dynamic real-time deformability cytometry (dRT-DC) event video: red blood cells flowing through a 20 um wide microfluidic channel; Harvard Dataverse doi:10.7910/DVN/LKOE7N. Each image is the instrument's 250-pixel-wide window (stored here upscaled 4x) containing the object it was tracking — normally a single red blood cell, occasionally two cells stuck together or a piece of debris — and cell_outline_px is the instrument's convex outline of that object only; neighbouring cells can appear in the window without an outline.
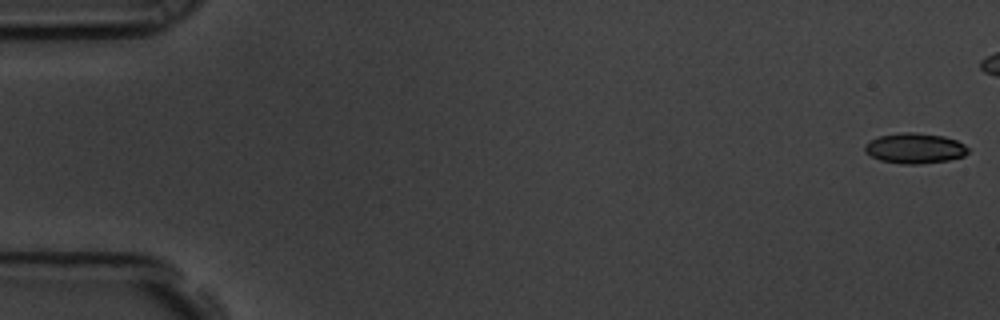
{"species": "common noctule bat (a hibernating species)", "species_latin": "Nyctalus noctula", "temperature_condition": "room temperature", "stored_images_in_passage": 50, "camera_frame_rate_fps": 3000, "um_per_image_px": 0.085, "animal": {"sex": "male", "body_mass_g": 19.5, "forearm_length_mm": 54.6}, "frame": {"image": 1, "passage_image": 1, "time_ms": 0.0, "image_size_px": [1000, 320], "cell_outline_px": [[968, 152], [964, 156], [948, 160], [920, 164], [904, 164], [880, 160], [864, 152], [864, 144], [880, 136], [904, 132], [916, 132], [944, 136], [956, 140], [964, 144], [968, 148]], "centroid_in_image_um": [77.77, 12.6], "position_along_channel_um": 7.2, "area_um2": 18.21}}
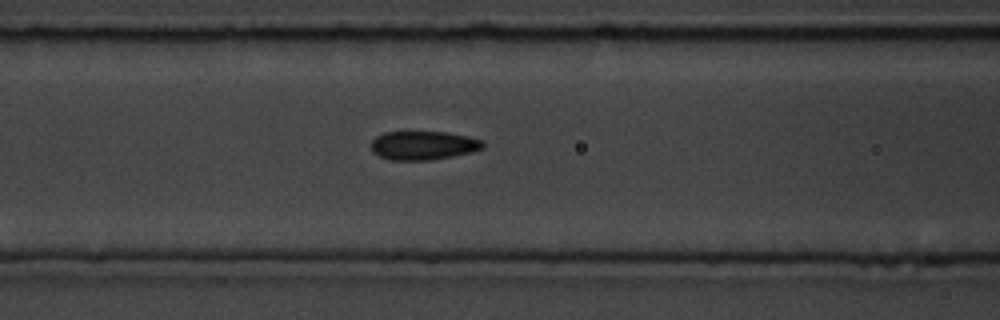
{"frame": {"image": 2, "passage_image": 24, "time_ms": 7.667, "image_size_px": [1000, 320], "cell_outline_px": [[484, 148], [472, 152], [452, 156], [428, 160], [388, 160], [372, 152], [372, 140], [376, 136], [384, 132], [404, 128], [444, 132], [468, 136], [480, 140], [484, 144]], "centroid_in_image_um": [35.91, 12.31], "position_along_channel_um": 130.7, "area_um2": 19.54}}
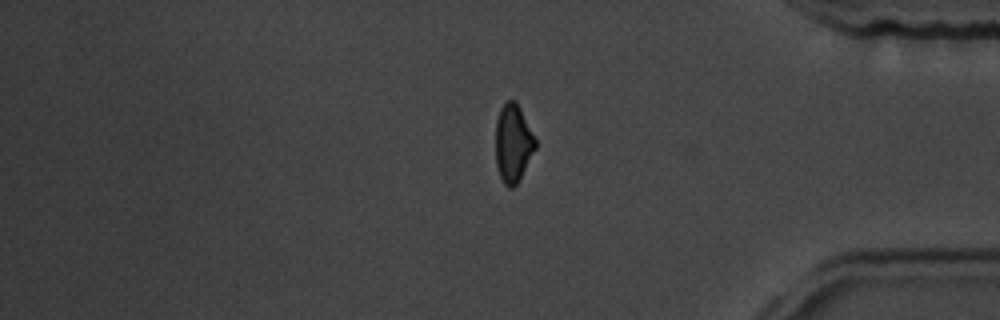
{"frame": {"image": 3, "passage_image": 48, "time_ms": 15.667, "image_size_px": [1000, 320], "cell_outline_px": [[536, 148], [516, 184], [512, 188], [508, 188], [504, 184], [500, 176], [496, 164], [496, 120], [500, 108], [508, 100], [516, 100], [536, 140]], "centroid_in_image_um": [43.6, 12.16], "position_along_channel_um": 391.6, "area_um2": 17.86}, "authors_computed_cell_mechanics": {"area_um2": 19.074, "velocity_mm_per_s": 3.5562, "shape_relaxation_time_tau1_ms": 2.8797, "shape_relaxation_time_tau2_ms": 2.3987, "deformation_change_tau1": 0.0816, "deformation_change_tau2": 0.0708}}